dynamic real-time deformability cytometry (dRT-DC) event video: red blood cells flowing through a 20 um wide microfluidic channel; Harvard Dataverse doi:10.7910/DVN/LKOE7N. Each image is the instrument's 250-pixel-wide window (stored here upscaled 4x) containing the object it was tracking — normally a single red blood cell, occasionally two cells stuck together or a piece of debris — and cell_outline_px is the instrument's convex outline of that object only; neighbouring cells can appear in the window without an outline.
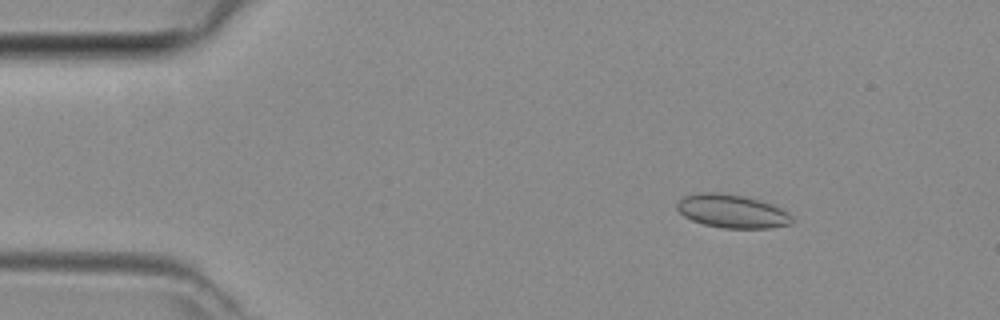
{"species": "common noctule bat (a hibernating species)", "species_latin": "Nyctalus noctula", "temperature_condition": "room temperature", "stored_images_in_passage": 47, "camera_frame_rate_fps": 3000, "um_per_image_px": 0.085, "animal": {"sex": "female", "body_mass_g": 29.2, "forearm_length_mm": 56.3}, "frame": {"image": 1, "passage_image": 7, "time_ms": 2.0, "image_size_px": [1000, 320], "cell_outline_px": [[792, 224], [768, 228], [720, 228], [704, 224], [692, 220], [684, 216], [676, 208], [676, 204], [684, 196], [704, 192], [720, 192], [744, 196], [772, 204], [788, 212], [792, 216]], "centroid_in_image_um": [62.23, 17.96], "position_along_channel_um": 22.8, "area_um2": 22.37}}
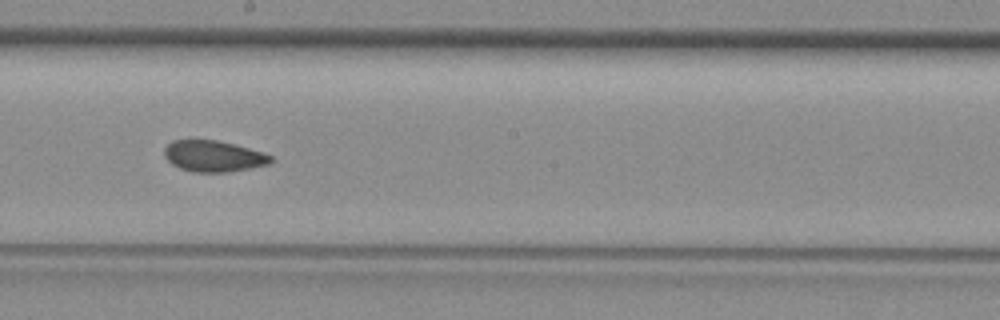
{"frame": {"image": 2, "passage_image": 26, "time_ms": 8.333, "image_size_px": [1000, 320], "cell_outline_px": [[272, 160], [268, 164], [228, 172], [192, 172], [180, 168], [172, 164], [164, 156], [164, 148], [172, 140], [216, 140], [264, 152], [272, 156]], "centroid_in_image_um": [18.12, 13.27], "position_along_channel_um": 230.1, "area_um2": 19.19}}
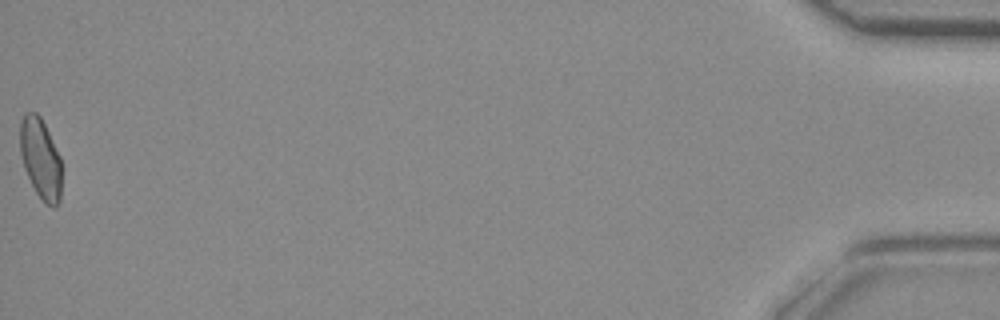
{"frame": {"image": 3, "passage_image": 47, "time_ms": 15.333, "image_size_px": [1000, 320], "cell_outline_px": [[60, 200], [56, 208], [52, 208], [36, 192], [24, 168], [20, 152], [20, 120], [24, 112], [36, 112], [40, 116], [60, 156]], "centroid_in_image_um": [3.43, 13.45], "position_along_channel_um": 431.8, "area_um2": 19.25}}